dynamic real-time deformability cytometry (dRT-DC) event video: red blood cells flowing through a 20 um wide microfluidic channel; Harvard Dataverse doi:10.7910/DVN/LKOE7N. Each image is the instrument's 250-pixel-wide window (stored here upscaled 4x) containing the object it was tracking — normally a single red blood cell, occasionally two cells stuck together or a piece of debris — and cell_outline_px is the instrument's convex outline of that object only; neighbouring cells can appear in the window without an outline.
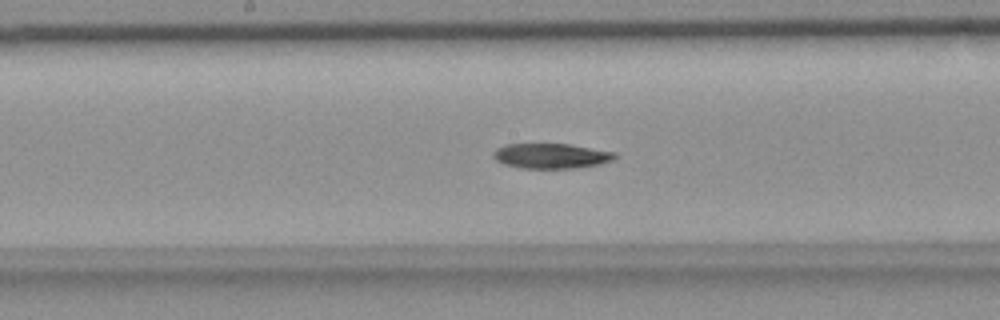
{"species": "common noctule bat (a hibernating species)", "species_latin": "Nyctalus noctula", "temperature_condition": "room temperature", "stored_images_in_passage": 45, "camera_frame_rate_fps": 3000, "um_per_image_px": 0.085, "animal": {"sex": "female", "body_mass_g": 18.4}, "frame": {"image": 1, "passage_image": 17, "time_ms": 5.333, "image_size_px": [1000, 320], "cell_outline_px": [[616, 156], [612, 160], [600, 164], [576, 168], [520, 168], [504, 164], [496, 160], [492, 156], [492, 152], [496, 148], [504, 144], [568, 144], [616, 152]], "centroid_in_image_um": [46.81, 13.25], "position_along_channel_um": 201.4, "area_um2": 17.8}}
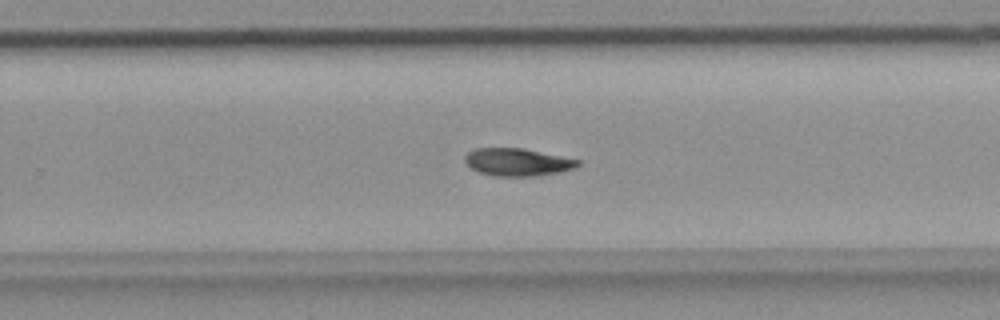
{"frame": {"image": 2, "passage_image": 24, "time_ms": 7.667, "image_size_px": [1000, 320], "cell_outline_px": [[580, 164], [576, 168], [560, 172], [532, 176], [496, 176], [480, 172], [472, 168], [464, 160], [464, 156], [468, 152], [476, 148], [520, 148], [580, 160]], "centroid_in_image_um": [43.99, 13.78], "position_along_channel_um": 285.8, "area_um2": 17.92}}
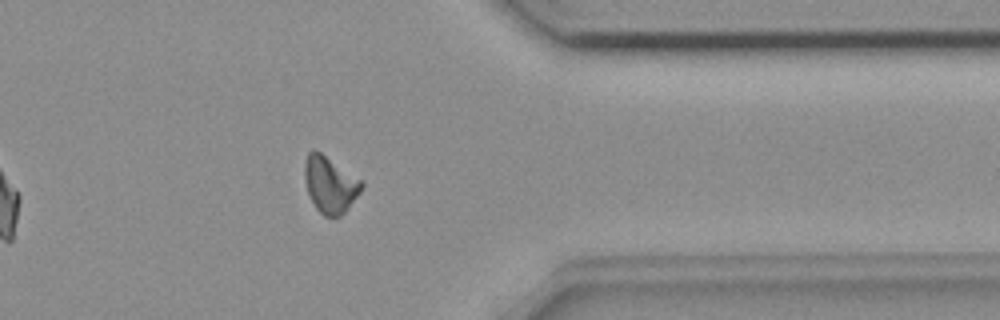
{"frame": {"image": 3, "passage_image": 33, "time_ms": 10.667, "image_size_px": [1000, 320], "cell_outline_px": [[364, 184], [360, 192], [344, 212], [340, 216], [324, 216], [316, 208], [308, 196], [304, 180], [304, 160], [308, 152], [312, 148], [320, 152], [364, 180]], "centroid_in_image_um": [28.04, 15.65], "position_along_channel_um": 383.4, "area_um2": 19.02}, "authors_computed_cell_mechanics": {"area_um2": 18.3226, "velocity_mm_per_s": 3.6303, "shape_relaxation_time_tau1_ms": 9.4073, "shape_relaxation_time_tau2_ms": null, "deformation_change_tau1": 0.18, "deformation_change_tau2": null}}